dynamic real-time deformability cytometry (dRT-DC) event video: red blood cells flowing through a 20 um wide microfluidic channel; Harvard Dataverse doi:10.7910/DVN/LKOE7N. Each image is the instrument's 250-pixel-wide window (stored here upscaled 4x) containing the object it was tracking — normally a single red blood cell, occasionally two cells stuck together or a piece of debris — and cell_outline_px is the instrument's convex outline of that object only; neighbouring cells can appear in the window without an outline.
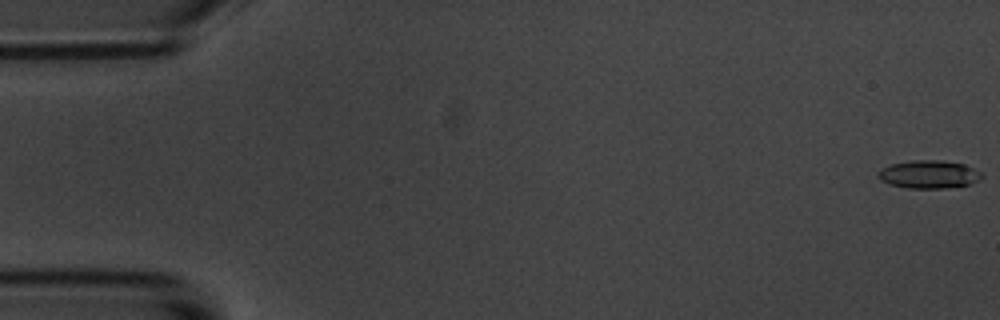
{"species": "common noctule bat (a hibernating species)", "species_latin": "Nyctalus noctula", "temperature_condition": "room temperature", "stored_images_in_passage": 3, "camera_frame_rate_fps": 3000, "um_per_image_px": 0.085, "animal": {"sex": "male", "body_mass_g": 20.1, "forearm_length_mm": 53.5}, "frame": {"image": 1, "passage_image": 1, "time_ms": 0.0, "image_size_px": [1000, 320], "cell_outline_px": [[984, 176], [980, 180], [968, 184], [944, 188], [908, 188], [888, 184], [880, 180], [880, 172], [884, 168], [892, 164], [912, 160], [940, 160], [964, 164], [980, 172]], "centroid_in_image_um": [78.98, 14.82], "position_along_channel_um": 6.0, "area_um2": 16.65}}